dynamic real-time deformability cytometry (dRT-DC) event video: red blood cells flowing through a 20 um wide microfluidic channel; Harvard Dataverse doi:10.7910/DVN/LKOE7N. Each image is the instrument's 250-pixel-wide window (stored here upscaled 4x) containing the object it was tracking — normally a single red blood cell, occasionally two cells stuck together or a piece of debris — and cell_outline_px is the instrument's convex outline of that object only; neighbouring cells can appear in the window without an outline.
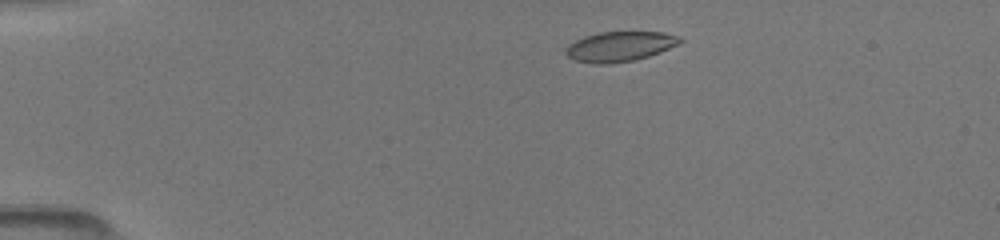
{"species": "common noctule bat (a hibernating species)", "species_latin": "Nyctalus noctula", "temperature_condition": "room temperature", "stored_images_in_passage": 8, "camera_frame_rate_fps": 3000, "um_per_image_px": 0.085, "animal": {"sex": "female", "body_mass_g": 19.5, "forearm_length_mm": 54.1}, "frame": {"image": 1, "passage_image": 2, "time_ms": 1.0, "image_size_px": [1000, 240], "cell_outline_px": [[684, 40], [660, 52], [648, 56], [632, 60], [612, 64], [592, 64], [576, 60], [568, 56], [564, 52], [564, 48], [568, 44], [584, 36], [596, 32], [664, 32], [680, 36]], "centroid_in_image_um": [52.64, 3.94], "position_along_channel_um": 32.4, "area_um2": 20.0}}
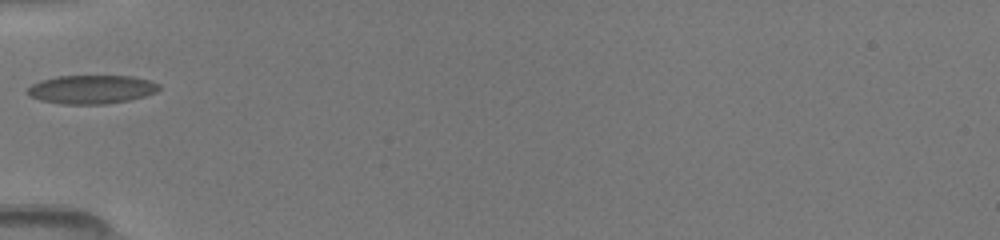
{"frame": {"image": 2, "passage_image": 5, "time_ms": 3.667, "image_size_px": [1000, 240], "cell_outline_px": [[160, 88], [156, 92], [144, 96], [128, 100], [104, 104], [60, 104], [40, 100], [28, 96], [28, 88], [32, 84], [40, 80], [56, 76], [132, 76], [148, 80], [160, 84]], "centroid_in_image_um": [7.75, 7.6], "position_along_channel_um": 77.2, "area_um2": 21.96}}
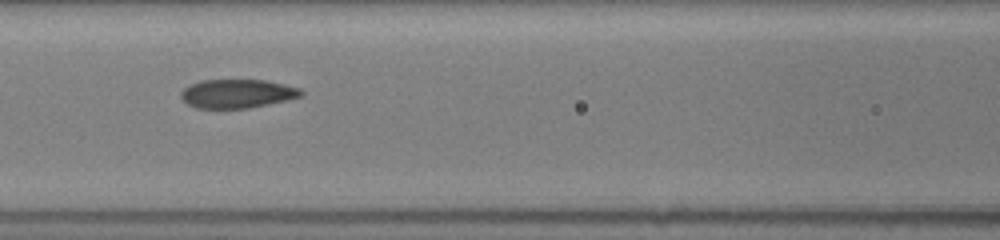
{"frame": {"image": 3, "passage_image": 7, "time_ms": 5.333, "image_size_px": [1000, 240], "cell_outline_px": [[304, 92], [300, 96], [288, 100], [248, 108], [196, 108], [188, 104], [180, 96], [180, 92], [184, 88], [200, 80], [264, 80], [284, 84], [300, 88]], "centroid_in_image_um": [20.16, 7.96], "position_along_channel_um": 146.4, "area_um2": 20.06}}